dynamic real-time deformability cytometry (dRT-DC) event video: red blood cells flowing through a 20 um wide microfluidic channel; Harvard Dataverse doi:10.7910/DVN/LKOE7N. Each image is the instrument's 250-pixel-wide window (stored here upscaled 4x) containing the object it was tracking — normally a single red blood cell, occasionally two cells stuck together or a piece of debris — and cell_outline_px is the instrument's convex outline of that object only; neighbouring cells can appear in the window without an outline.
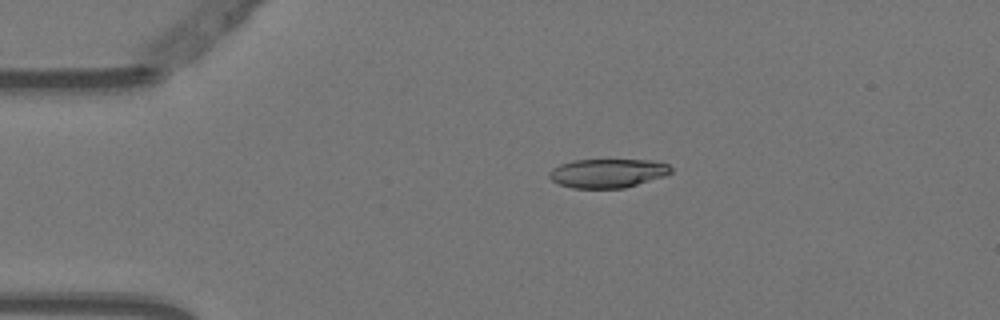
{"species": "Egyptian fruit bat (a non-hibernating species)", "species_latin": "Rousettus aegyptiacus", "temperature_condition": "warm", "stored_images_in_passage": 5, "camera_frame_rate_fps": 3000, "um_per_image_px": 0.085, "animal": {"sex": "female"}, "frame": {"image": 1, "passage_image": 3, "time_ms": 0.667, "image_size_px": [1000, 320], "cell_outline_px": [[672, 172], [664, 176], [624, 188], [572, 188], [560, 184], [552, 180], [548, 176], [552, 168], [560, 164], [572, 160], [652, 160], [668, 164], [672, 168]], "centroid_in_image_um": [51.65, 14.72], "position_along_channel_um": 33.4, "area_um2": 20.46}}
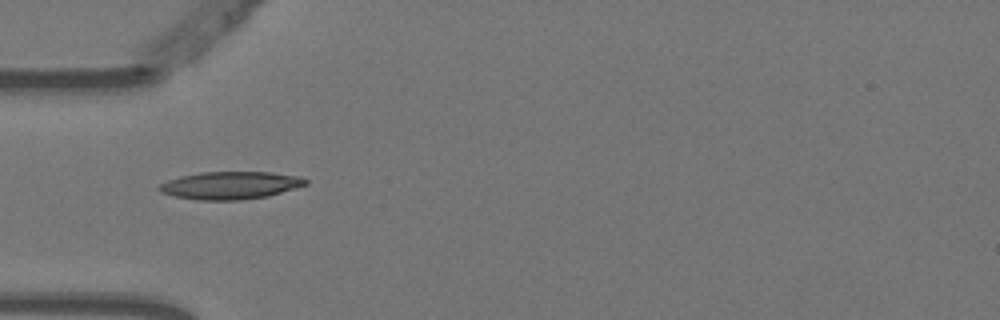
{"frame": {"image": 2, "passage_image": 4, "time_ms": 1.0, "image_size_px": [1000, 320], "cell_outline_px": [[308, 184], [268, 196], [240, 200], [200, 200], [172, 196], [160, 192], [156, 188], [160, 184], [168, 180], [180, 176], [200, 172], [272, 172], [296, 176], [308, 180]], "centroid_in_image_um": [19.54, 15.75], "position_along_channel_um": 65.5, "area_um2": 23.58}}